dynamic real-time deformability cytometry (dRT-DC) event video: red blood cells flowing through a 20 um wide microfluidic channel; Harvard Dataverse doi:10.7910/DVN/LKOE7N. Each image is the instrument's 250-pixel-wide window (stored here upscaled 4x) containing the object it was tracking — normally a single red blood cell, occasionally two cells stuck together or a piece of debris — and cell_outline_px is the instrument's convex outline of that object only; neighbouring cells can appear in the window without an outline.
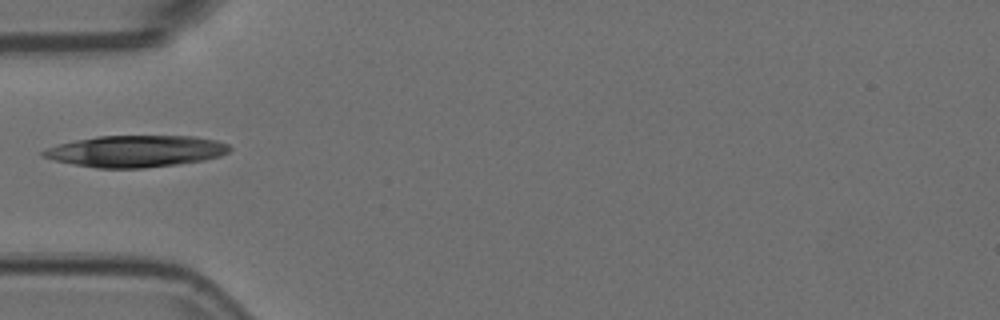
{"species": "Egyptian fruit bat (a non-hibernating species)", "species_latin": "Rousettus aegyptiacus", "temperature_condition": "room temperature", "stored_images_in_passage": 23, "camera_frame_rate_fps": 3000, "um_per_image_px": 0.085, "animal": {"sex": "female"}, "frame": {"image": 1, "passage_image": 1, "time_ms": 0.0, "image_size_px": [1000, 320], "cell_outline_px": [[232, 148], [228, 152], [220, 156], [204, 160], [176, 164], [144, 168], [96, 168], [56, 160], [40, 156], [40, 152], [48, 148], [60, 144], [76, 140], [96, 136], [192, 136], [216, 140], [228, 144]], "centroid_in_image_um": [11.56, 12.85], "position_along_channel_um": 73.4, "area_um2": 34.1}}
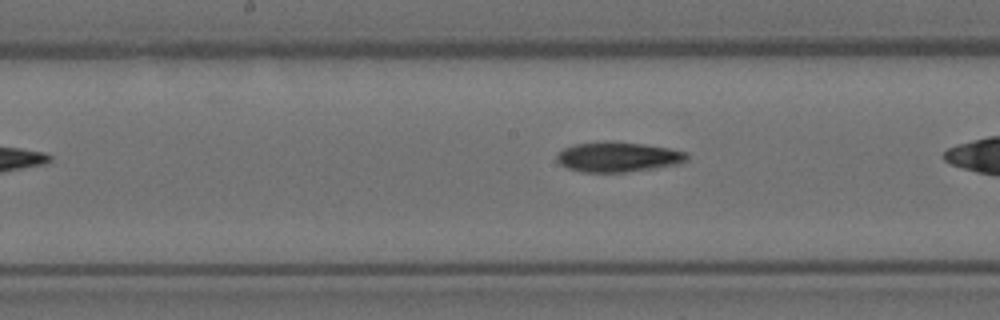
{"frame": {"image": 2, "passage_image": 8, "time_ms": 2.333, "image_size_px": [1000, 320], "cell_outline_px": [[688, 160], [680, 164], [624, 172], [580, 172], [568, 168], [560, 164], [556, 160], [556, 152], [564, 148], [576, 144], [596, 140], [616, 140], [672, 148], [688, 152]], "centroid_in_image_um": [52.52, 13.31], "position_along_channel_um": 195.7, "area_um2": 23.35}}
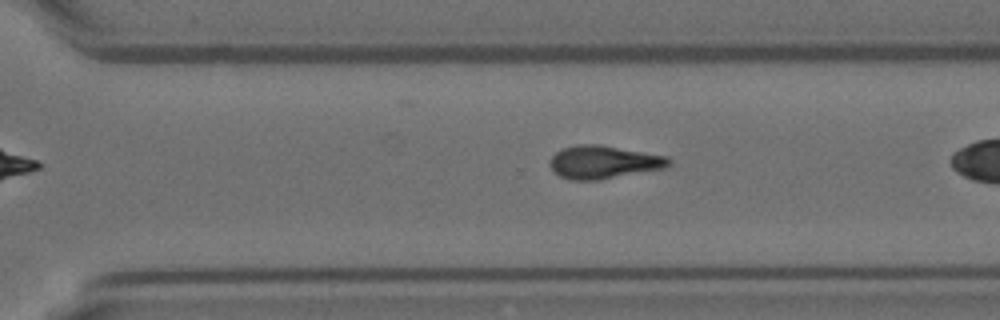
{"frame": {"image": 3, "passage_image": 18, "time_ms": 5.667, "image_size_px": [1000, 320], "cell_outline_px": [[672, 164], [668, 168], [596, 180], [572, 180], [560, 176], [552, 168], [552, 156], [560, 148], [576, 144], [600, 144], [668, 156], [672, 160]], "centroid_in_image_um": [51.38, 13.76], "position_along_channel_um": 319.2, "area_um2": 23.0}}